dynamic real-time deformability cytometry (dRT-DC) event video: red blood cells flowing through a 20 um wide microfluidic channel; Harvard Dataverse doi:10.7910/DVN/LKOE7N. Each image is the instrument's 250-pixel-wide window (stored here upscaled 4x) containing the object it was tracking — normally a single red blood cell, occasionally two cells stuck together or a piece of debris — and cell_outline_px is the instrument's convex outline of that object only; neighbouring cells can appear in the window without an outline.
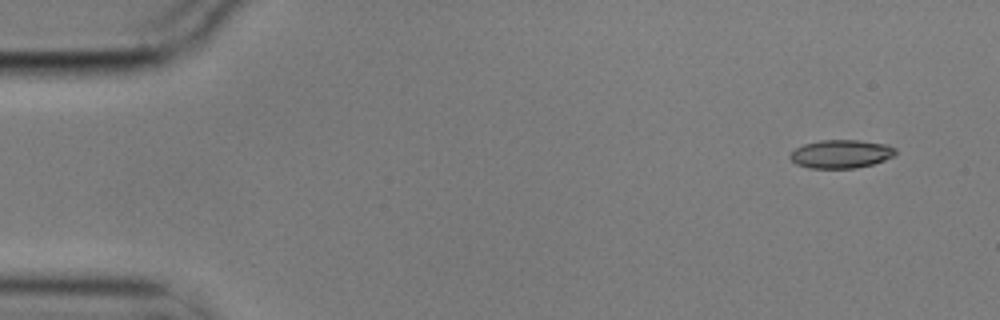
{"species": "common noctule bat (a hibernating species)", "species_latin": "Nyctalus noctula", "temperature_condition": "cold", "stored_images_in_passage": 8, "camera_frame_rate_fps": 3000, "um_per_image_px": 0.085, "animal": {"sex": "male", "body_mass_g": 17.9}, "frame": {"image": 1, "passage_image": 1, "time_ms": 0.0, "image_size_px": [1000, 320], "cell_outline_px": [[896, 152], [892, 156], [884, 160], [872, 164], [856, 168], [808, 168], [796, 164], [788, 156], [796, 148], [804, 144], [820, 140], [860, 140], [888, 144], [896, 148]], "centroid_in_image_um": [71.49, 13.08], "position_along_channel_um": 13.5, "area_um2": 17.46}}
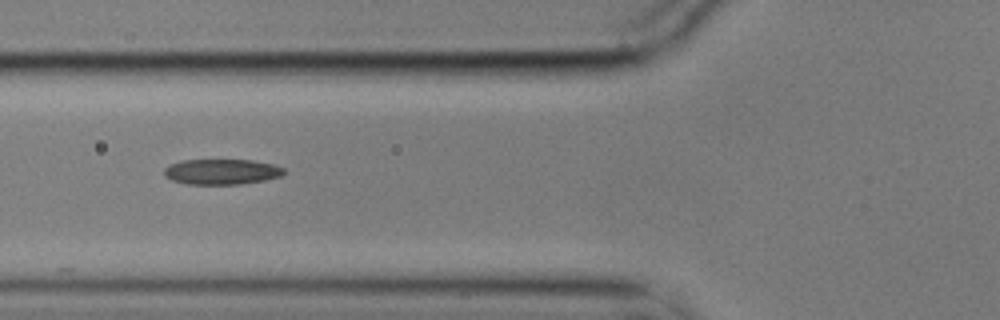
{"frame": {"image": 2, "passage_image": 6, "time_ms": 1.667, "image_size_px": [1000, 320], "cell_outline_px": [[288, 172], [280, 176], [264, 180], [240, 184], [188, 184], [172, 180], [164, 176], [164, 168], [180, 160], [252, 160], [272, 164], [284, 168]], "centroid_in_image_um": [18.85, 14.59], "position_along_channel_um": 106.9, "area_um2": 17.74}}
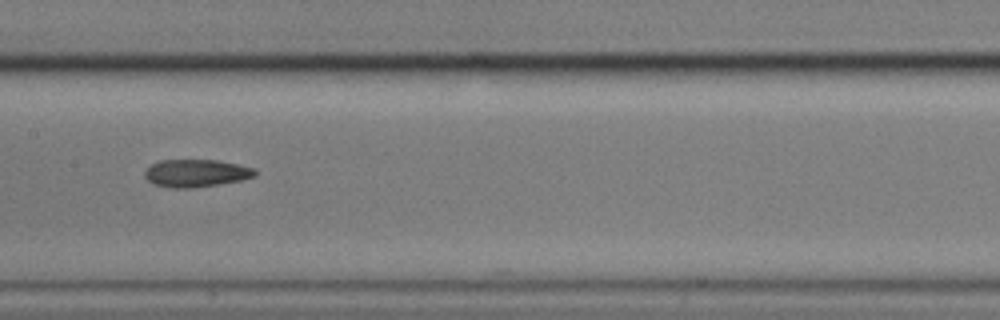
{"frame": {"image": 3, "passage_image": 8, "time_ms": 2.333, "image_size_px": [1000, 320], "cell_outline_px": [[256, 176], [240, 180], [192, 188], [168, 188], [152, 184], [144, 176], [144, 172], [152, 164], [160, 160], [216, 160], [256, 168]], "centroid_in_image_um": [16.64, 14.72], "position_along_channel_um": 190.8, "area_um2": 17.69}}